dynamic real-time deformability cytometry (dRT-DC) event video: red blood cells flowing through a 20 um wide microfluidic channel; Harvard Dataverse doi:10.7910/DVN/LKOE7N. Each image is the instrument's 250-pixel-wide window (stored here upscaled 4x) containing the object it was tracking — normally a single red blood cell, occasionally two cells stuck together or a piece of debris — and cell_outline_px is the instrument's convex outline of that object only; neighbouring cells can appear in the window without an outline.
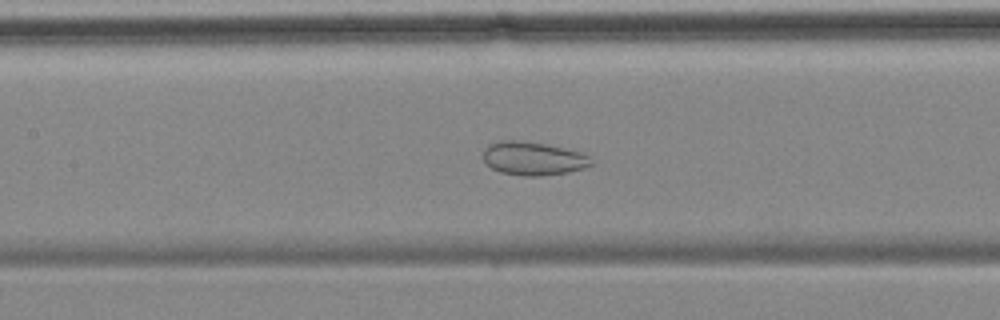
{"species": "common noctule bat (a hibernating species)", "species_latin": "Nyctalus noctula", "temperature_condition": "cold", "stored_images_in_passage": 56, "camera_frame_rate_fps": 3000, "um_per_image_px": 0.085, "animal": {"sex": "female", "body_mass_g": 18.4}, "frame": {"image": 1, "passage_image": 25, "time_ms": 8.0, "image_size_px": [1000, 320], "cell_outline_px": [[592, 164], [588, 168], [568, 172], [540, 176], [524, 176], [500, 172], [492, 168], [484, 160], [484, 148], [488, 144], [500, 140], [520, 140], [544, 144], [584, 152], [592, 156]], "centroid_in_image_um": [45.37, 13.47], "position_along_channel_um": 162.0, "area_um2": 21.33}, "authors_computed_cell_mechanics": {"area_um2": 28.7555, "velocity_mm_per_s": 3.4831, "shape_relaxation_time_tau1_ms": null, "shape_relaxation_time_tau2_ms": 1.5674, "deformation_change_tau1": null, "deformation_change_tau2": 0.0652}}